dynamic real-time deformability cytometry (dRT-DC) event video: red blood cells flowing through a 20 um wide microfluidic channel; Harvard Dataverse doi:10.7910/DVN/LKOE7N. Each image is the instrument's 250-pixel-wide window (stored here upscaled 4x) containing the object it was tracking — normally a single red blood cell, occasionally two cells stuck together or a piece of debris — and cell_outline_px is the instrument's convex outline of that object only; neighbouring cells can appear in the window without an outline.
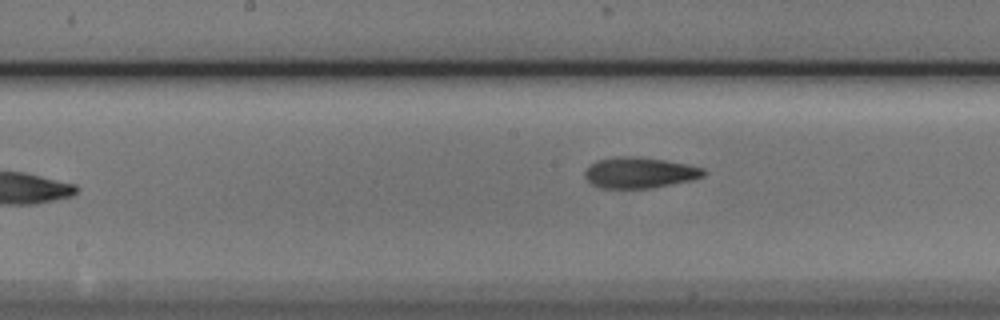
{"species": "Egyptian fruit bat (a non-hibernating species)", "species_latin": "Rousettus aegyptiacus", "temperature_condition": "cold", "stored_images_in_passage": 9, "camera_frame_rate_fps": 3000, "um_per_image_px": 0.085, "animal": {"sex": "male"}, "frame": {"image": 1, "passage_image": 9, "time_ms": 2.667, "image_size_px": [1000, 320], "cell_outline_px": [[708, 172], [704, 176], [692, 180], [652, 188], [600, 188], [592, 184], [584, 176], [584, 172], [596, 160], [624, 156], [636, 156], [664, 160], [688, 164], [704, 168]], "centroid_in_image_um": [54.4, 14.68], "position_along_channel_um": 193.8, "area_um2": 21.39}}